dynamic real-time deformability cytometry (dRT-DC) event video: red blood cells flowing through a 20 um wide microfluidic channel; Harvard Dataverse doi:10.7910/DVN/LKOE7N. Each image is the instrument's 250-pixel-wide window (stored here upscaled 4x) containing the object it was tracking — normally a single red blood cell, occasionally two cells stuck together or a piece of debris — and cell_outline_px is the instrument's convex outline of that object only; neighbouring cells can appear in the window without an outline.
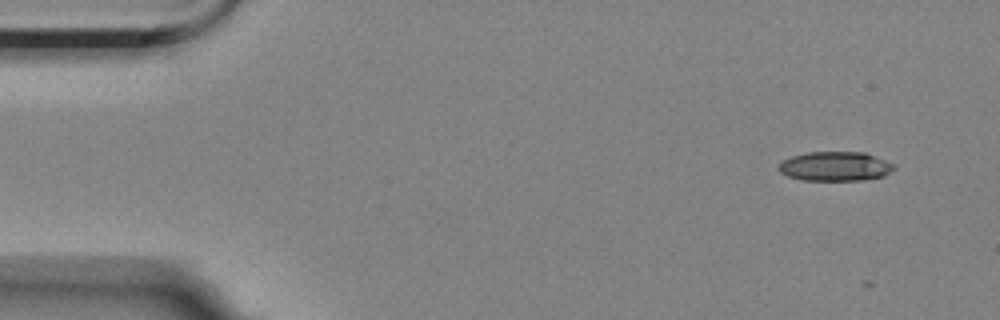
{"species": "Egyptian fruit bat (a non-hibernating species)", "species_latin": "Rousettus aegyptiacus", "temperature_condition": "room temperature", "stored_images_in_passage": 5, "camera_frame_rate_fps": 3000, "um_per_image_px": 0.085, "animal": {"sex": "female"}, "frame": {"image": 1, "passage_image": 2, "time_ms": 0.333, "image_size_px": [1000, 320], "cell_outline_px": [[896, 168], [892, 172], [884, 176], [864, 180], [804, 180], [788, 176], [780, 172], [776, 168], [780, 160], [792, 156], [808, 152], [864, 152], [896, 164]], "centroid_in_image_um": [71.0, 14.13], "position_along_channel_um": 14.0, "area_um2": 20.0}}
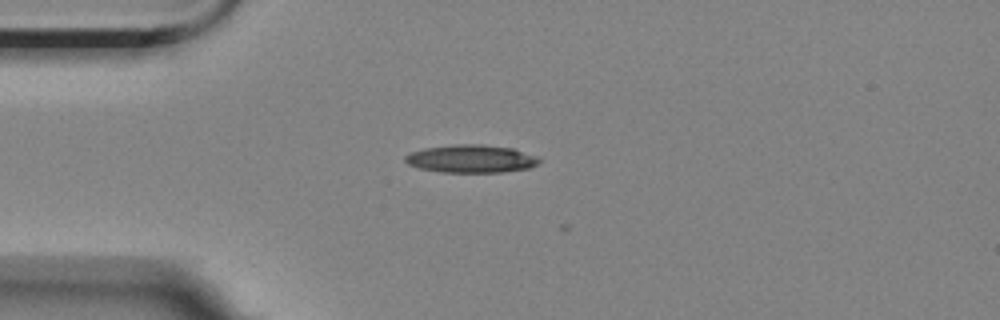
{"frame": {"image": 2, "passage_image": 5, "time_ms": 1.333, "image_size_px": [1000, 320], "cell_outline_px": [[540, 160], [536, 164], [528, 168], [504, 172], [440, 172], [420, 168], [408, 164], [404, 160], [404, 156], [412, 152], [424, 148], [456, 144], [480, 144], [512, 148], [536, 156]], "centroid_in_image_um": [40.02, 13.49], "position_along_channel_um": 45.0, "area_um2": 21.62}}